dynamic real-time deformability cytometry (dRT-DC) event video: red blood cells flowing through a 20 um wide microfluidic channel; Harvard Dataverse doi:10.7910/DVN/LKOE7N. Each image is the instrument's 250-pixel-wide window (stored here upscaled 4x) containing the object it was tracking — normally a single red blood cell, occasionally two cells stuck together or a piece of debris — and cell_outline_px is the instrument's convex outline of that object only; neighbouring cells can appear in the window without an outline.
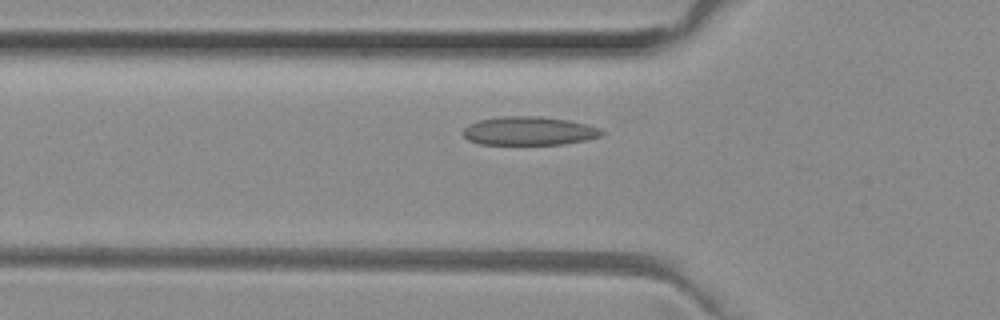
{"species": "common noctule bat (a hibernating species)", "species_latin": "Nyctalus noctula", "temperature_condition": "room temperature", "stored_images_in_passage": 39, "camera_frame_rate_fps": 3000, "um_per_image_px": 0.085, "animal": {"sex": "female", "body_mass_g": 29.2, "forearm_length_mm": 56.3}, "frame": {"image": 1, "passage_image": 5, "time_ms": 1.333, "image_size_px": [1000, 320], "cell_outline_px": [[604, 132], [600, 136], [584, 140], [564, 144], [480, 144], [468, 140], [460, 132], [468, 124], [480, 120], [504, 116], [540, 116], [568, 120], [600, 128]], "centroid_in_image_um": [44.92, 11.13], "position_along_channel_um": 80.9, "area_um2": 23.0}}
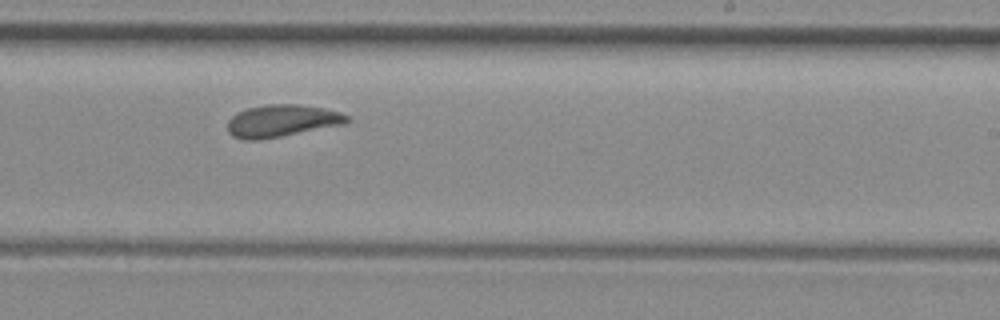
{"frame": {"image": 2, "passage_image": 19, "time_ms": 6.0, "image_size_px": [1000, 320], "cell_outline_px": [[352, 120], [348, 124], [260, 140], [244, 140], [232, 136], [228, 132], [228, 120], [232, 116], [248, 108], [268, 104], [296, 104], [324, 108], [340, 112], [348, 116]], "centroid_in_image_um": [24.01, 10.28], "position_along_channel_um": 265.0, "area_um2": 22.6}}
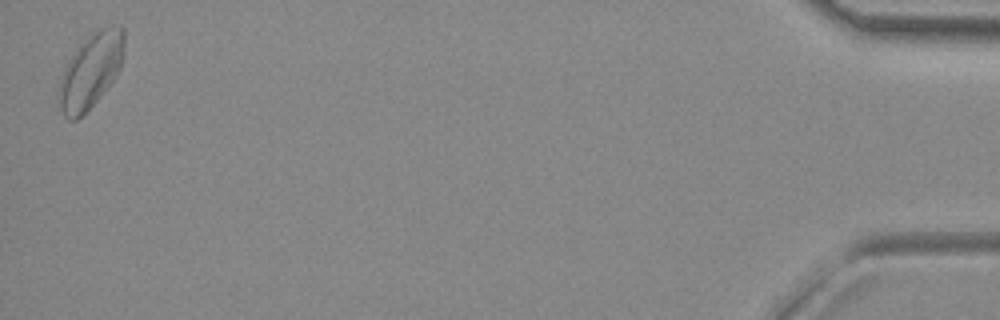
{"frame": {"image": 3, "passage_image": 39, "time_ms": 12.667, "image_size_px": [1000, 320], "cell_outline_px": [[124, 56], [120, 68], [116, 76], [96, 100], [76, 120], [68, 120], [64, 116], [60, 108], [56, 96], [60, 80], [76, 48], [96, 32], [104, 28], [124, 28]], "centroid_in_image_um": [7.7, 6.07], "position_along_channel_um": 427.5, "area_um2": 27.51}, "authors_computed_cell_mechanics": {"area_um2": 22.3686, "velocity_mm_per_s": 3.949, "shape_relaxation_time_tau1_ms": 9.3007, "shape_relaxation_time_tau2_ms": 2.7965, "deformation_change_tau1": 0.1485, "deformation_change_tau2": 0.0671}}